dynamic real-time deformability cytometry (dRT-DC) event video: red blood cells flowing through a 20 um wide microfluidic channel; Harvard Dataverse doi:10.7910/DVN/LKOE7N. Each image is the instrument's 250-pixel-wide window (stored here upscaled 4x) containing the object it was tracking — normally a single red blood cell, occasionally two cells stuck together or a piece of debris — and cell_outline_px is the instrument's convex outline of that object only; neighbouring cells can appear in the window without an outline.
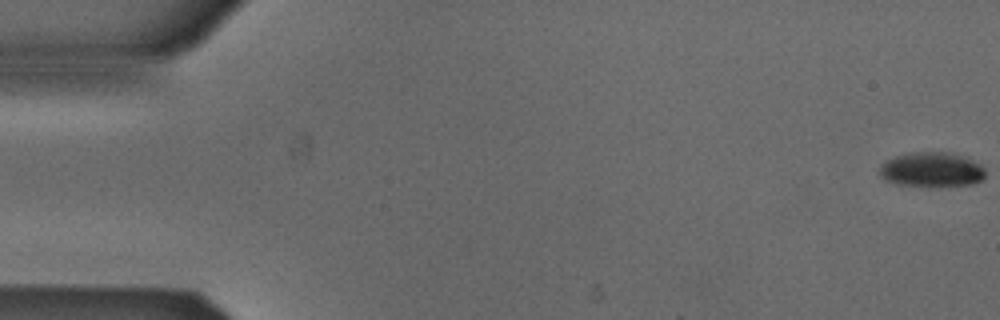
{"species": "Egyptian fruit bat (a non-hibernating species)", "species_latin": "Rousettus aegyptiacus", "temperature_condition": "cold", "stored_images_in_passage": 8, "camera_frame_rate_fps": 3000, "um_per_image_px": 0.085, "animal": {"sex": "male"}, "frame": {"image": 1, "passage_image": 1, "time_ms": 0.0, "image_size_px": [1000, 320], "cell_outline_px": [[984, 176], [980, 180], [972, 184], [896, 184], [884, 180], [880, 176], [880, 164], [896, 156], [912, 152], [948, 152], [972, 160], [980, 164], [984, 168]], "centroid_in_image_um": [79.15, 14.38], "position_along_channel_um": 5.8, "area_um2": 20.58}}